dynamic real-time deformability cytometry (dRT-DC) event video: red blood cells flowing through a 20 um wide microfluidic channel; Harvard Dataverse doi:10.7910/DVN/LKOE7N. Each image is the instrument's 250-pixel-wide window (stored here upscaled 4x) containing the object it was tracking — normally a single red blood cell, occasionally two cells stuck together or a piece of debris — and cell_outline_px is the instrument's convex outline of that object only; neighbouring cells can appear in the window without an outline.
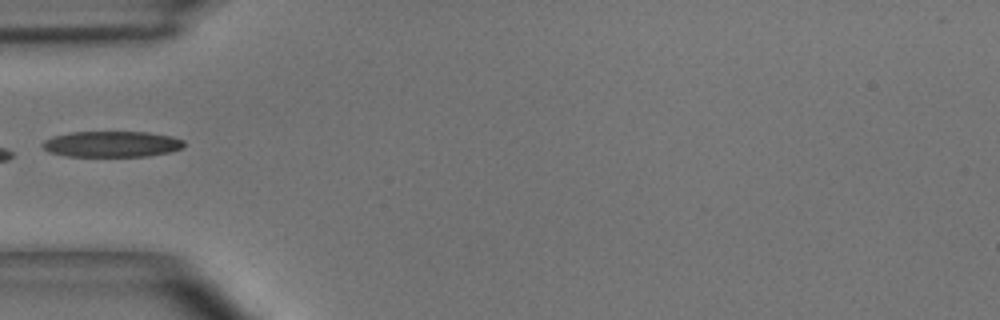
{"species": "common noctule bat (a hibernating species)", "species_latin": "Nyctalus noctula", "temperature_condition": "room temperature", "stored_images_in_passage": 4, "camera_frame_rate_fps": 3000, "um_per_image_px": 0.085, "animal": {"sex": "male", "body_mass_g": 15.6}, "frame": {"image": 1, "passage_image": 3, "time_ms": 0.667, "image_size_px": [1000, 320], "cell_outline_px": [[184, 148], [168, 152], [148, 156], [68, 156], [52, 152], [44, 148], [40, 144], [44, 140], [52, 136], [68, 132], [148, 132], [172, 136], [184, 140]], "centroid_in_image_um": [9.51, 12.24], "position_along_channel_um": 75.5, "area_um2": 21.39}}
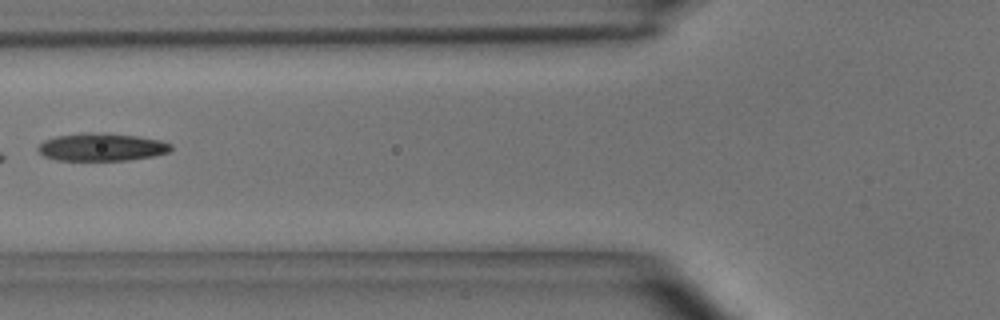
{"frame": {"image": 2, "passage_image": 4, "time_ms": 1.0, "image_size_px": [1000, 320], "cell_outline_px": [[172, 148], [168, 152], [152, 156], [128, 160], [60, 160], [44, 156], [36, 148], [44, 140], [56, 136], [84, 132], [108, 132], [136, 136], [160, 140], [172, 144]], "centroid_in_image_um": [8.64, 12.48], "position_along_channel_um": 117.2, "area_um2": 21.56}}